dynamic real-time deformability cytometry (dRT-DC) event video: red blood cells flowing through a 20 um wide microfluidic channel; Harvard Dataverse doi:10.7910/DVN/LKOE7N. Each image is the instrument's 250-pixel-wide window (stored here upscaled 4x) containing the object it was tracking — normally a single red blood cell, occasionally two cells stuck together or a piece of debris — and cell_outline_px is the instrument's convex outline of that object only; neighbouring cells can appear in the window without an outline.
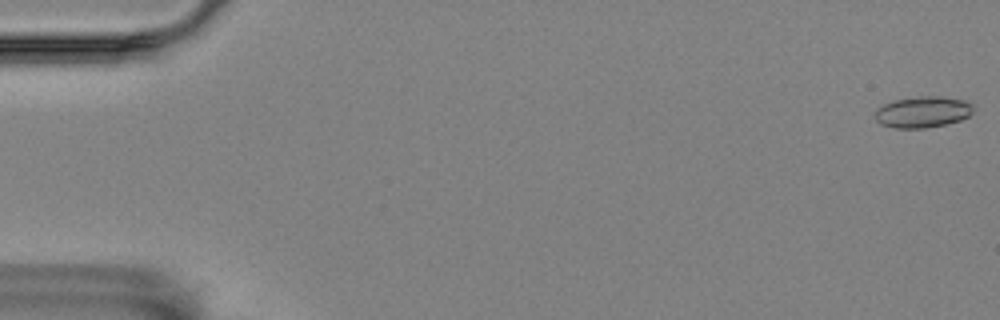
{"species": "Egyptian fruit bat (a non-hibernating species)", "species_latin": "Rousettus aegyptiacus", "temperature_condition": "room temperature", "stored_images_in_passage": 57, "camera_frame_rate_fps": 3000, "um_per_image_px": 0.085, "animal": {"sex": "female"}, "frame": {"image": 1, "passage_image": 1, "time_ms": 0.0, "image_size_px": [1000, 320], "cell_outline_px": [[976, 104], [972, 112], [968, 116], [960, 120], [944, 124], [924, 128], [896, 128], [880, 124], [876, 120], [876, 108], [884, 104], [896, 100], [920, 96], [940, 96], [964, 100]], "centroid_in_image_um": [78.46, 9.51], "position_along_channel_um": 6.5, "area_um2": 17.86}}
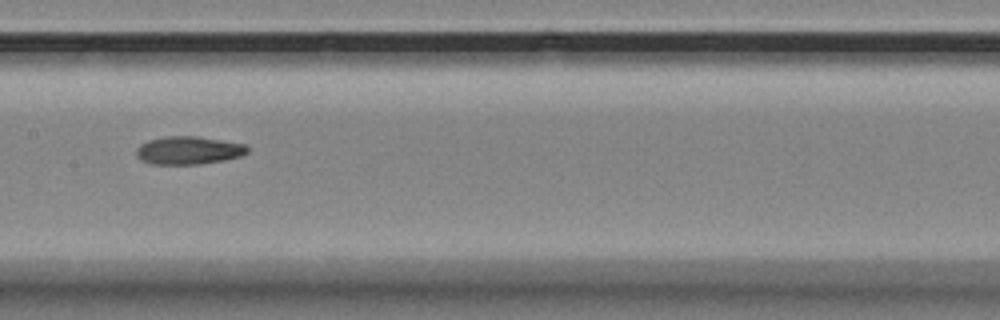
{"frame": {"image": 2, "passage_image": 29, "time_ms": 9.333, "image_size_px": [1000, 320], "cell_outline_px": [[248, 152], [240, 156], [224, 160], [200, 164], [148, 164], [140, 160], [136, 156], [136, 148], [140, 144], [148, 140], [168, 136], [196, 136], [244, 144], [248, 148]], "centroid_in_image_um": [15.97, 12.79], "position_along_channel_um": 191.4, "area_um2": 18.15}}
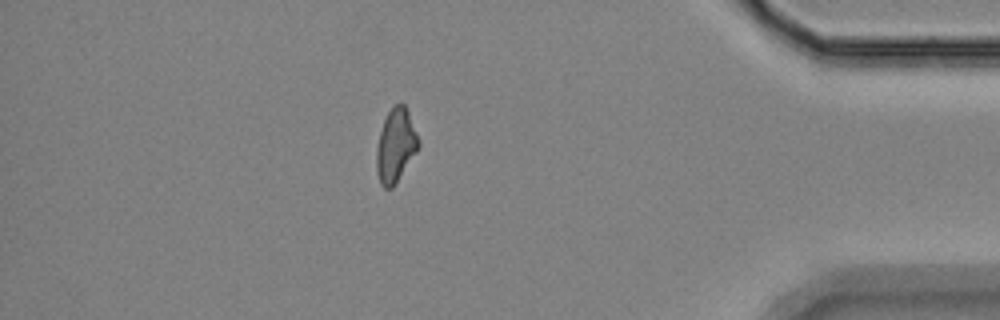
{"frame": {"image": 3, "passage_image": 50, "time_ms": 16.333, "image_size_px": [1000, 320], "cell_outline_px": [[420, 148], [392, 188], [384, 188], [380, 184], [376, 172], [376, 148], [380, 132], [384, 120], [392, 104], [404, 104], [408, 112], [420, 140]], "centroid_in_image_um": [33.63, 12.38], "position_along_channel_um": 401.6, "area_um2": 18.15}, "authors_computed_cell_mechanics": {"area_um2": 17.8602, "velocity_mm_per_s": 3.5331, "shape_relaxation_time_tau1_ms": 5.2216, "shape_relaxation_time_tau2_ms": null, "deformation_change_tau1": 0.1231, "deformation_change_tau2": null}}